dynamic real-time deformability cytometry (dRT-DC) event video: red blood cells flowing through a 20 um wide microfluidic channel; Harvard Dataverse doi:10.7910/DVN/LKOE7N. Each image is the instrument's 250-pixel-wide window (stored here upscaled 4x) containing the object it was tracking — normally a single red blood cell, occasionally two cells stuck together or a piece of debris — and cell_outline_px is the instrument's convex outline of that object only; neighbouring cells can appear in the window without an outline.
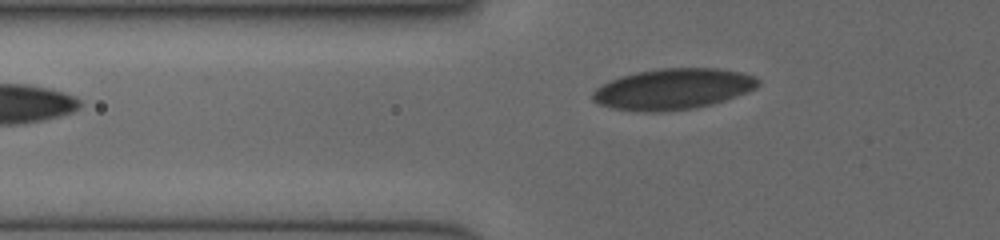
{"species": "human", "species_latin": "Homo sapiens", "temperature_condition": "cold", "stored_images_in_passage": 4, "camera_frame_rate_fps": 3000, "um_per_image_px": 0.085, "donor": {"sex": "female"}, "frame": {"image": 1, "passage_image": 4, "time_ms": 1.667, "image_size_px": [1000, 240], "cell_outline_px": [[760, 84], [756, 88], [748, 92], [712, 104], [696, 108], [660, 112], [644, 112], [612, 108], [600, 104], [592, 100], [592, 92], [596, 88], [620, 76], [636, 72], [660, 68], [716, 68], [740, 72], [756, 76], [760, 80]], "centroid_in_image_um": [57.23, 7.57], "position_along_channel_um": 68.6, "area_um2": 39.54}}